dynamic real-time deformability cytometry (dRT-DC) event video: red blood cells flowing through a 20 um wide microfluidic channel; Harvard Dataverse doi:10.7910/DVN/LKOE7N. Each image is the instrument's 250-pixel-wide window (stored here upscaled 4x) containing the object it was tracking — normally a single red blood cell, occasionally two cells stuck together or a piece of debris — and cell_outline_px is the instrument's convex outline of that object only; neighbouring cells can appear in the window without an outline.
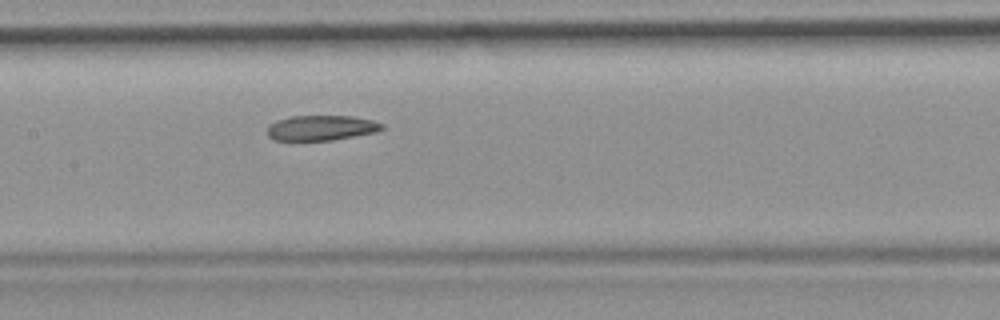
{"species": "common noctule bat (a hibernating species)", "species_latin": "Nyctalus noctula", "temperature_condition": "room temperature", "stored_images_in_passage": 38, "camera_frame_rate_fps": 3000, "um_per_image_px": 0.085, "animal": {"sex": "female", "body_mass_g": 19.9}, "frame": {"image": 1, "passage_image": 12, "time_ms": 3.667, "image_size_px": [1000, 320], "cell_outline_px": [[384, 128], [376, 132], [332, 140], [272, 140], [268, 136], [268, 124], [276, 120], [292, 116], [352, 116], [372, 120], [384, 124]], "centroid_in_image_um": [27.29, 10.86], "position_along_channel_um": 180.1, "area_um2": 16.82}, "authors_computed_cell_mechanics": {"area_um2": 18.2648, "velocity_mm_per_s": 3.9246, "shape_relaxation_time_tau1_ms": null, "shape_relaxation_time_tau2_ms": 7.4607, "deformation_change_tau1": null, "deformation_change_tau2": 0.1281}}